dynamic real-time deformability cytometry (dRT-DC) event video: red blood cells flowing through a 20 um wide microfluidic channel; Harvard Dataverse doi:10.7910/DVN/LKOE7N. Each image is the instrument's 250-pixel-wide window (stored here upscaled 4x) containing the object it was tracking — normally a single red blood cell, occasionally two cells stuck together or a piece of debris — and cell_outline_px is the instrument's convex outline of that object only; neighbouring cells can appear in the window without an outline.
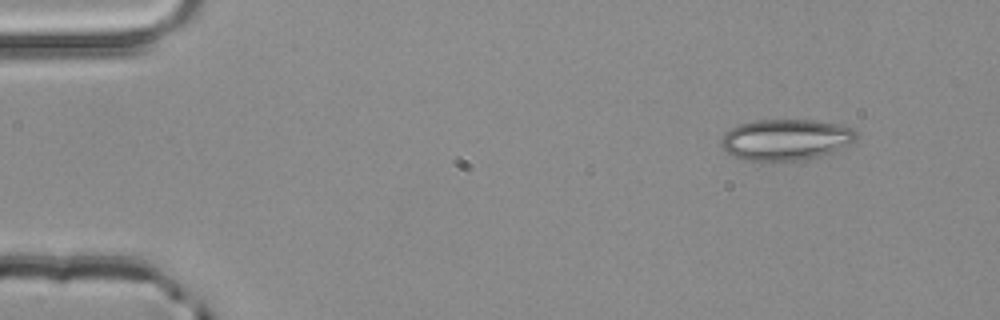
{"species": "common noctule bat (a hibernating species)", "species_latin": "Nyctalus noctula", "temperature_condition": "room temperature", "stored_images_in_passage": 3, "camera_frame_rate_fps": 3000, "um_per_image_px": 0.085, "animal": {"sex": "male", "body_mass_g": 20.4}, "frame": {"image": 1, "passage_image": 1, "time_ms": 0.0, "image_size_px": [1000, 320], "cell_outline_px": [[856, 140], [852, 144], [832, 152], [800, 160], [748, 160], [732, 156], [720, 144], [720, 140], [724, 132], [740, 124], [756, 120], [812, 120], [836, 124], [852, 128], [856, 132]], "centroid_in_image_um": [66.79, 11.86], "position_along_channel_um": 18.2, "area_um2": 32.08}}